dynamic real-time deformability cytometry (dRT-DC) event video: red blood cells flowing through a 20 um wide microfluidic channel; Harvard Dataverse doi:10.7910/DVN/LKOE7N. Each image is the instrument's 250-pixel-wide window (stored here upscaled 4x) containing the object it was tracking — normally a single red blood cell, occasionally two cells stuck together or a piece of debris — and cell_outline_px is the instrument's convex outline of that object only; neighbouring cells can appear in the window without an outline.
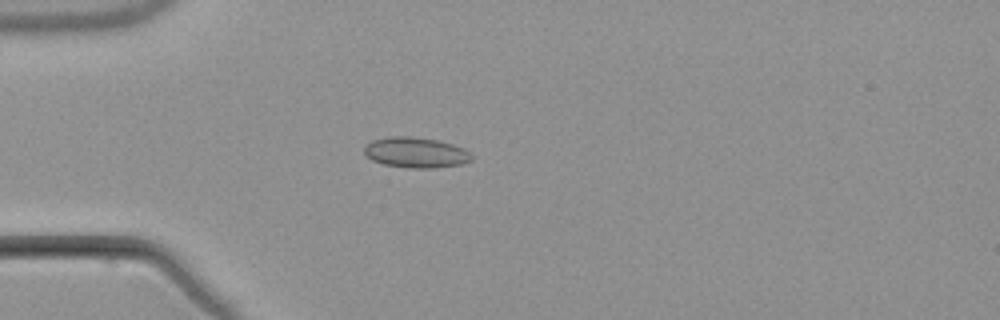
{"species": "common noctule bat (a hibernating species)", "species_latin": "Nyctalus noctula", "temperature_condition": "warm", "stored_images_in_passage": 5, "camera_frame_rate_fps": 3000, "um_per_image_px": 0.085, "animal": {"sex": "male", "body_mass_g": 21.5, "forearm_length_mm": 52.0}, "frame": {"image": 1, "passage_image": 5, "time_ms": 4.667, "image_size_px": [1000, 320], "cell_outline_px": [[472, 160], [464, 164], [432, 168], [412, 168], [384, 164], [372, 160], [364, 152], [364, 148], [372, 140], [388, 136], [412, 136], [440, 140], [464, 148], [472, 156]], "centroid_in_image_um": [35.37, 12.95], "position_along_channel_um": 49.6, "area_um2": 19.13}}